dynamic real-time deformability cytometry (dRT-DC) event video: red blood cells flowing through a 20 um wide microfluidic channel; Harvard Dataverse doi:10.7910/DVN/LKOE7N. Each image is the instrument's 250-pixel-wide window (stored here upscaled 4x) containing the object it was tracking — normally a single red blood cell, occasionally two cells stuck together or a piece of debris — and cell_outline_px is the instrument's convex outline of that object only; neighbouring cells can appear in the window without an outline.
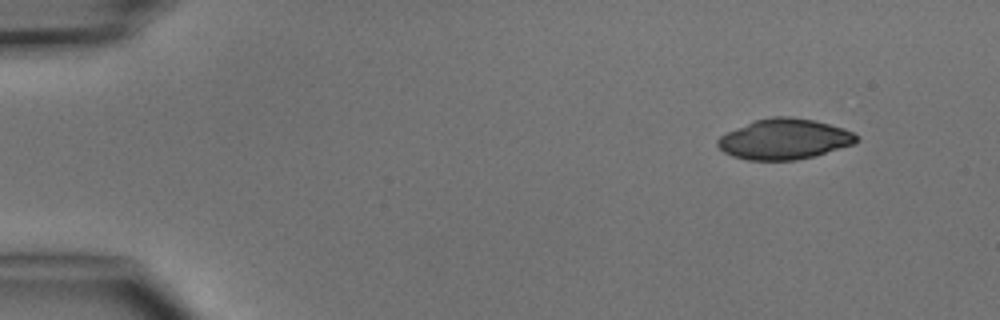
{"species": "common noctule bat (a hibernating species)", "species_latin": "Nyctalus noctula", "temperature_condition": "cold", "stored_images_in_passage": 5, "camera_frame_rate_fps": 3000, "um_per_image_px": 0.085, "animal": {"sex": "male", "body_mass_g": 15.6}, "frame": {"image": 1, "passage_image": 1, "time_ms": 0.0, "image_size_px": [1000, 320], "cell_outline_px": [[860, 140], [856, 144], [812, 156], [796, 160], [748, 160], [732, 156], [724, 152], [716, 144], [716, 140], [720, 136], [752, 120], [772, 116], [788, 116], [812, 120], [844, 128], [860, 136]], "centroid_in_image_um": [66.68, 11.82], "position_along_channel_um": 18.3, "area_um2": 32.83}}